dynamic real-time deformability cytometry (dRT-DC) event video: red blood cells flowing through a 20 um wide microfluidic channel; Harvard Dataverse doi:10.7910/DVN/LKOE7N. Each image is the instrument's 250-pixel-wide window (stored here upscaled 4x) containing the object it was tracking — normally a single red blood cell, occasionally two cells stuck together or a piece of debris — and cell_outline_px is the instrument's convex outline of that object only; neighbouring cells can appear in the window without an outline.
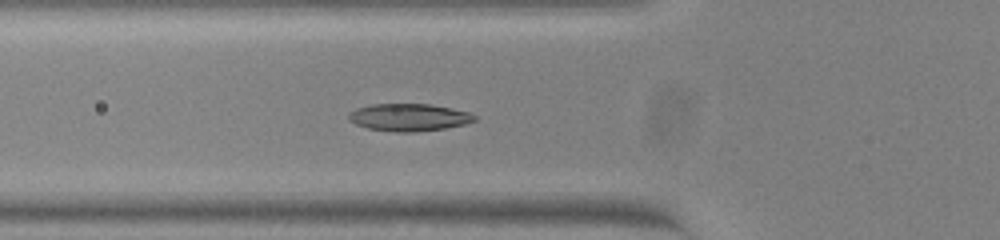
{"species": "common noctule bat (a hibernating species)", "species_latin": "Nyctalus noctula", "temperature_condition": "warm", "stored_images_in_passage": 36, "camera_frame_rate_fps": 3000, "um_per_image_px": 0.085, "animal": {"sex": "female", "body_mass_g": 23.0, "forearm_length_mm": 53.4}, "frame": {"image": 1, "passage_image": 2, "time_ms": 0.333, "image_size_px": [1000, 240], "cell_outline_px": [[476, 120], [464, 124], [444, 128], [416, 132], [396, 132], [368, 128], [356, 124], [348, 120], [348, 112], [356, 108], [372, 104], [432, 104], [468, 112], [476, 116]], "centroid_in_image_um": [34.72, 9.97], "position_along_channel_um": 91.1, "area_um2": 20.06}}
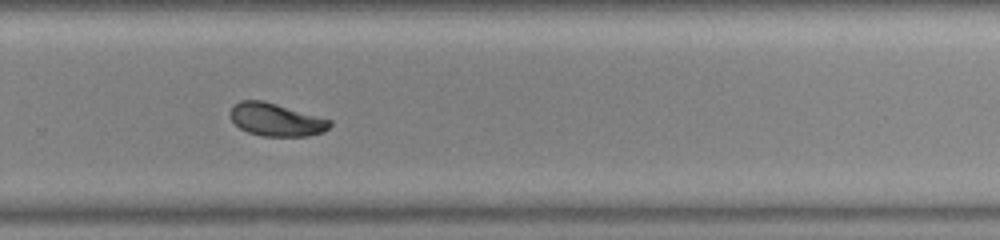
{"frame": {"image": 2, "passage_image": 19, "time_ms": 6.0, "image_size_px": [1000, 240], "cell_outline_px": [[332, 124], [324, 132], [308, 136], [260, 136], [248, 132], [240, 128], [228, 116], [228, 112], [240, 100], [260, 100], [276, 104], [332, 120]], "centroid_in_image_um": [23.46, 10.18], "position_along_channel_um": 306.3, "area_um2": 19.02}}
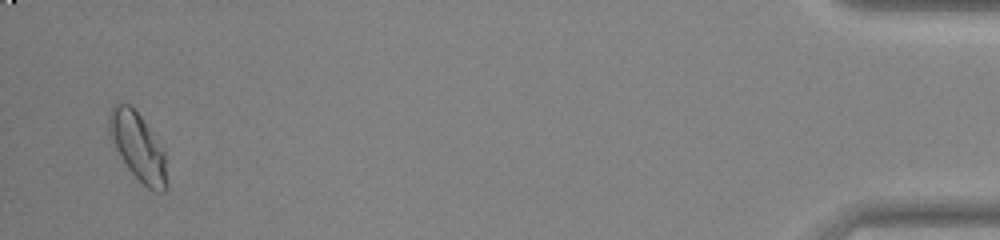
{"frame": {"image": 3, "passage_image": 35, "time_ms": 11.333, "image_size_px": [1000, 240], "cell_outline_px": [[168, 188], [164, 192], [152, 192], [128, 168], [120, 156], [108, 136], [108, 112], [112, 104], [120, 100], [128, 104], [140, 116], [164, 152], [168, 184]], "centroid_in_image_um": [11.68, 12.46], "position_along_channel_um": 423.5, "area_um2": 22.83}}